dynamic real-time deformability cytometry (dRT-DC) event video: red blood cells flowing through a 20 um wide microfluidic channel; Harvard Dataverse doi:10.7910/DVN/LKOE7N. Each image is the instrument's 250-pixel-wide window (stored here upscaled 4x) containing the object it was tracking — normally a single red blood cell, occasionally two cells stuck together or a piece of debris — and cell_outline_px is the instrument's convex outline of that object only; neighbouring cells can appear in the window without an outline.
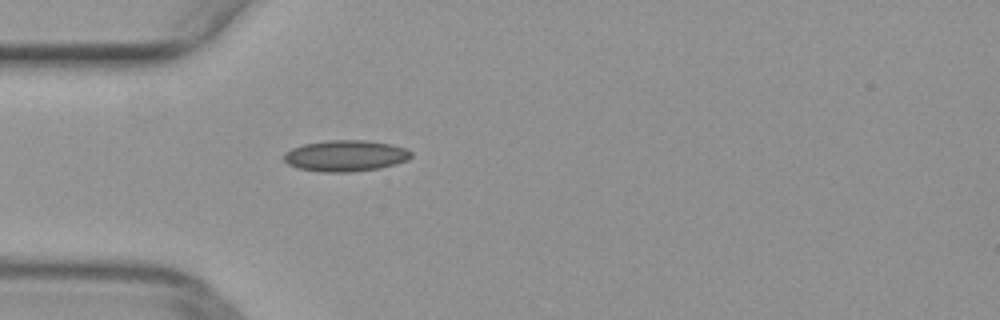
{"species": "common noctule bat (a hibernating species)", "species_latin": "Nyctalus noctula", "temperature_condition": "warm", "stored_images_in_passage": 38, "camera_frame_rate_fps": 3000, "um_per_image_px": 0.085, "animal": {"sex": "female", "body_mass_g": 29.2, "forearm_length_mm": 56.3}, "frame": {"image": 1, "passage_image": 2, "time_ms": 0.333, "image_size_px": [1000, 320], "cell_outline_px": [[412, 156], [408, 160], [396, 164], [380, 168], [352, 172], [320, 172], [296, 168], [288, 164], [284, 160], [284, 152], [292, 148], [304, 144], [328, 140], [364, 140], [392, 144], [404, 148], [412, 152]], "centroid_in_image_um": [29.37, 13.25], "position_along_channel_um": 55.6, "area_um2": 23.29}}
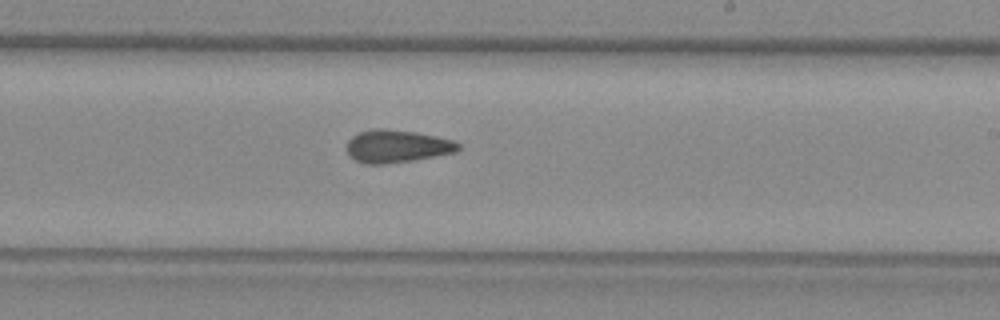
{"frame": {"image": 2, "passage_image": 17, "time_ms": 5.333, "image_size_px": [1000, 320], "cell_outline_px": [[460, 148], [456, 152], [412, 160], [384, 164], [364, 164], [356, 160], [348, 152], [348, 140], [352, 136], [360, 132], [376, 128], [384, 128], [416, 132], [456, 140], [460, 144]], "centroid_in_image_um": [33.78, 12.42], "position_along_channel_um": 255.2, "area_um2": 21.15}}
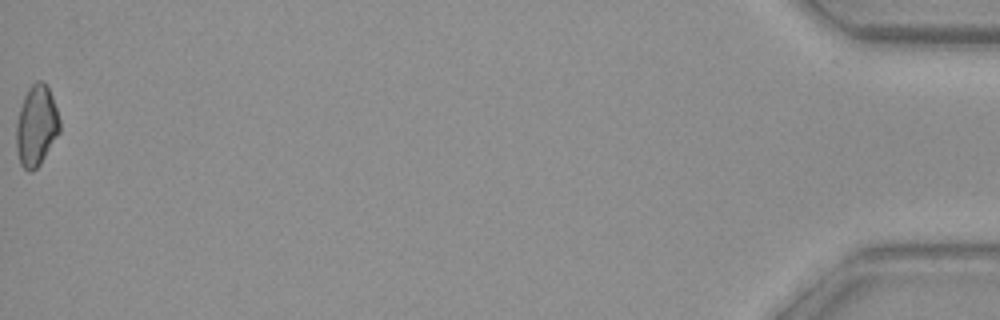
{"frame": {"image": 3, "passage_image": 38, "time_ms": 12.333, "image_size_px": [1000, 320], "cell_outline_px": [[60, 132], [40, 164], [32, 172], [28, 172], [20, 164], [16, 152], [16, 120], [24, 96], [28, 88], [36, 80], [44, 80], [52, 96], [60, 120]], "centroid_in_image_um": [3.08, 10.69], "position_along_channel_um": 432.1, "area_um2": 20.63}}